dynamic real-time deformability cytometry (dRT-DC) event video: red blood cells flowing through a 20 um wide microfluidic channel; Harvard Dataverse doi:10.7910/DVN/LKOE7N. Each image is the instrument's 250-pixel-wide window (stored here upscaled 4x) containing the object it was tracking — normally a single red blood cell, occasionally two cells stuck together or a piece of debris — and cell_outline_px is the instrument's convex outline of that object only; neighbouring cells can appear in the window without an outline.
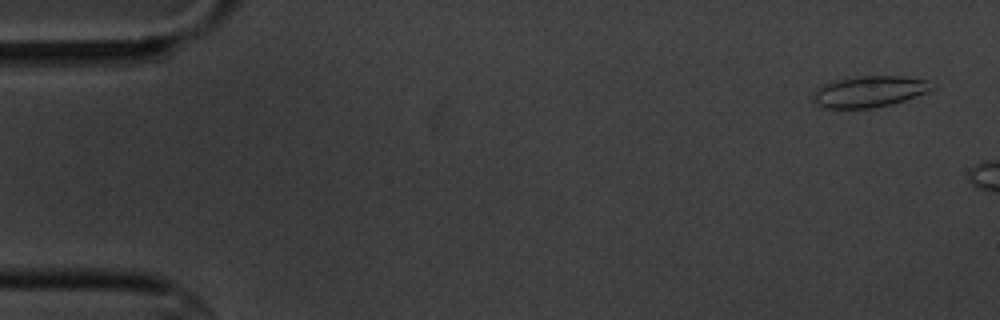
{"species": "common noctule bat (a hibernating species)", "species_latin": "Nyctalus noctula", "temperature_condition": "cold", "stored_images_in_passage": 3, "camera_frame_rate_fps": 3000, "um_per_image_px": 0.085, "animal": {"sex": "male", "body_mass_g": 20.1, "forearm_length_mm": 53.5}, "frame": {"image": 1, "passage_image": 1, "time_ms": 0.0, "image_size_px": [1000, 320], "cell_outline_px": [[936, 88], [916, 96], [892, 104], [872, 108], [824, 108], [816, 104], [812, 100], [812, 96], [816, 88], [824, 84], [856, 76], [904, 76], [928, 80], [936, 84]], "centroid_in_image_um": [73.92, 7.78], "position_along_channel_um": 11.1, "area_um2": 21.73}}